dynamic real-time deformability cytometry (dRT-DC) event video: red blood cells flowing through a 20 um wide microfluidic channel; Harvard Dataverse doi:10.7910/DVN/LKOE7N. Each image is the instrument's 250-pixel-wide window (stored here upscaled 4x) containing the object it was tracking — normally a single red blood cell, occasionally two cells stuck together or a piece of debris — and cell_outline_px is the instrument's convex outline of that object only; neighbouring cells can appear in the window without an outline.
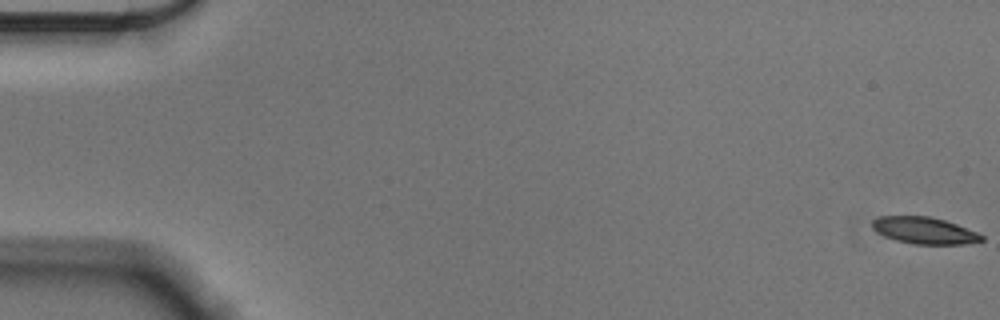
{"species": "Egyptian fruit bat (a non-hibernating species)", "species_latin": "Rousettus aegyptiacus", "temperature_condition": "cold", "stored_images_in_passage": 57, "camera_frame_rate_fps": 3000, "um_per_image_px": 0.085, "animal": {"sex": "male"}, "frame": {"image": 1, "passage_image": 1, "time_ms": 0.0, "image_size_px": [1000, 320], "cell_outline_px": [[984, 240], [964, 244], [916, 244], [896, 240], [884, 236], [876, 232], [872, 228], [872, 220], [876, 216], [932, 216], [956, 224], [976, 232], [984, 236]], "centroid_in_image_um": [78.53, 19.58], "position_along_channel_um": 6.5, "area_um2": 17.05}}
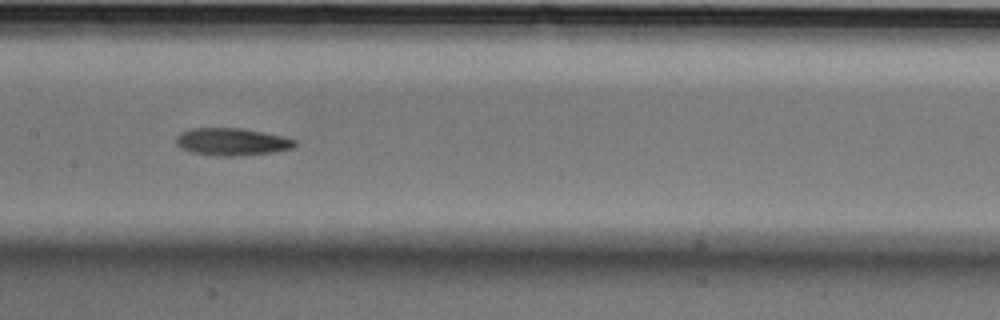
{"frame": {"image": 2, "passage_image": 29, "time_ms": 9.333, "image_size_px": [1000, 320], "cell_outline_px": [[296, 144], [292, 148], [276, 152], [240, 156], [212, 156], [192, 152], [180, 148], [176, 144], [176, 136], [180, 132], [192, 128], [240, 128], [264, 132], [296, 140]], "centroid_in_image_um": [19.68, 12.06], "position_along_channel_um": 187.7, "area_um2": 19.13}}
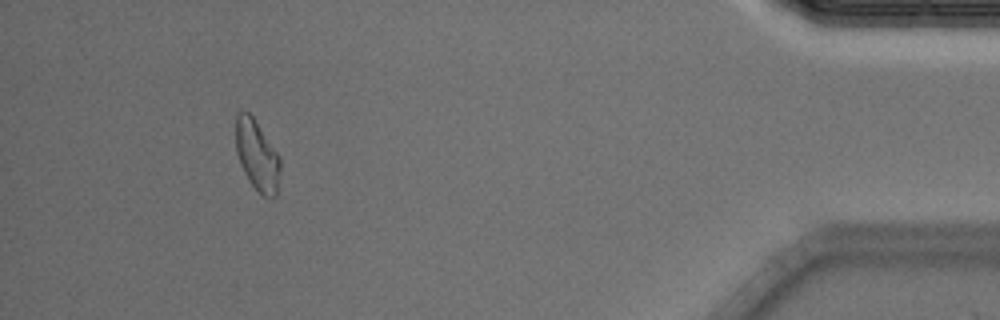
{"frame": {"image": 3, "passage_image": 53, "time_ms": 17.333, "image_size_px": [1000, 320], "cell_outline_px": [[280, 168], [276, 196], [272, 200], [268, 200], [248, 180], [240, 164], [236, 152], [236, 112], [248, 112], [252, 116], [280, 156]], "centroid_in_image_um": [21.85, 13.24], "position_along_channel_um": 413.3, "area_um2": 18.21}, "authors_computed_cell_mechanics": {"area_um2": 18.3804, "velocity_mm_per_s": 3.5629, "shape_relaxation_time_tau1_ms": 5.6093, "shape_relaxation_time_tau2_ms": null, "deformation_change_tau1": 0.1599, "deformation_change_tau2": null}}